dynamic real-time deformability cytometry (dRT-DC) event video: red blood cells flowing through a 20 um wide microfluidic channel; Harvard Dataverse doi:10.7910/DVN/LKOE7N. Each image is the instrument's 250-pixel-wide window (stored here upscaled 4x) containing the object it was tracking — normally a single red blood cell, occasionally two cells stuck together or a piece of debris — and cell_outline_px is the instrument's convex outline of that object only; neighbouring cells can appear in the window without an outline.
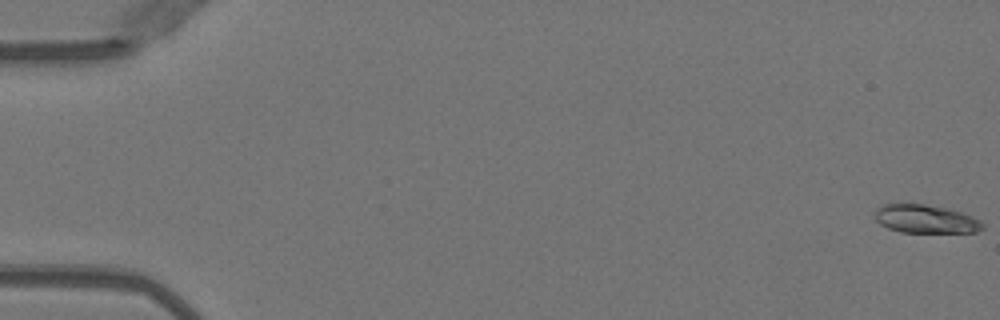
{"species": "Egyptian fruit bat (a non-hibernating species)", "species_latin": "Rousettus aegyptiacus", "temperature_condition": "warm", "stored_images_in_passage": 51, "camera_frame_rate_fps": 3000, "um_per_image_px": 0.085, "animal": {"sex": "female"}, "frame": {"image": 1, "passage_image": 1, "time_ms": 0.0, "image_size_px": [1000, 320], "cell_outline_px": [[984, 228], [976, 232], [900, 232], [888, 228], [880, 224], [876, 220], [876, 208], [884, 204], [924, 204], [948, 208], [972, 216], [980, 220], [984, 224]], "centroid_in_image_um": [78.69, 18.61], "position_along_channel_um": 6.3, "area_um2": 17.74}}
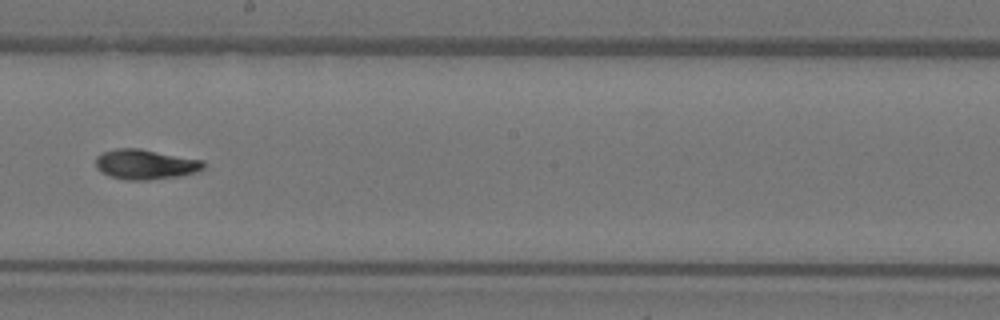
{"frame": {"image": 2, "passage_image": 30, "time_ms": 9.667, "image_size_px": [1000, 320], "cell_outline_px": [[204, 168], [196, 172], [180, 176], [148, 180], [128, 180], [112, 176], [100, 172], [96, 168], [96, 156], [100, 152], [116, 148], [140, 148], [204, 160]], "centroid_in_image_um": [12.35, 13.96], "position_along_channel_um": 235.9, "area_um2": 19.02}}
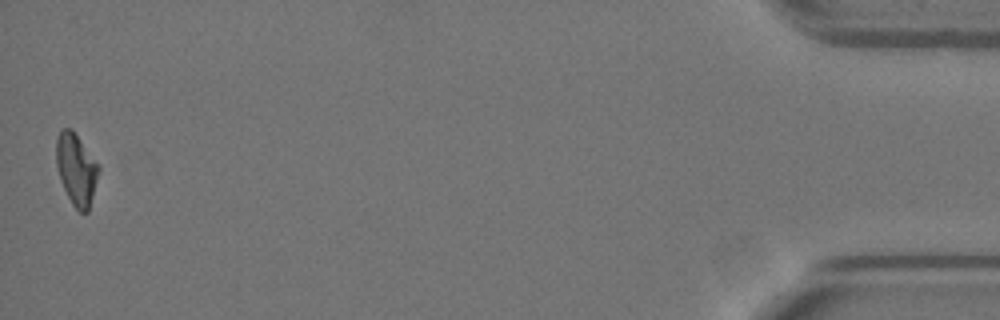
{"frame": {"image": 3, "passage_image": 51, "time_ms": 16.667, "image_size_px": [1000, 320], "cell_outline_px": [[100, 168], [88, 212], [80, 212], [72, 204], [60, 180], [56, 164], [56, 136], [60, 128], [72, 128], [100, 164]], "centroid_in_image_um": [6.48, 14.33], "position_along_channel_um": 428.7, "area_um2": 17.92}, "authors_computed_cell_mechanics": {"area_um2": 18.2648, "velocity_mm_per_s": 4.0478, "shape_relaxation_time_tau1_ms": 6.8484, "shape_relaxation_time_tau2_ms": 2.773, "deformation_change_tau1": 0.222, "deformation_change_tau2": 0.0751}}